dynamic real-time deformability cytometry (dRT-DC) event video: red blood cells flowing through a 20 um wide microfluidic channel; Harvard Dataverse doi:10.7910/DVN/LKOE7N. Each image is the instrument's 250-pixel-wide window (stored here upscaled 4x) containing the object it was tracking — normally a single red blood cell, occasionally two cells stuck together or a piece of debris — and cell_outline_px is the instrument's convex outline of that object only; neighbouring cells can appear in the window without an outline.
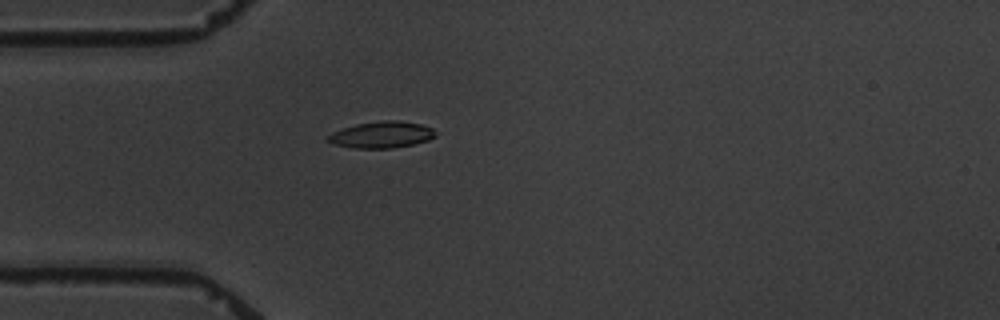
{"species": "common noctule bat (a hibernating species)", "species_latin": "Nyctalus noctula", "temperature_condition": "warm", "stored_images_in_passage": 1, "camera_frame_rate_fps": 3000, "um_per_image_px": 0.085, "animal": {"sex": "male", "body_mass_g": 19.5, "forearm_length_mm": 54.6}, "frame": {"image": 1, "passage_image": 1, "time_ms": 0.0, "image_size_px": [1000, 320], "cell_outline_px": [[436, 136], [428, 140], [412, 144], [392, 148], [356, 148], [332, 144], [324, 140], [332, 132], [356, 124], [384, 120], [400, 120], [420, 124], [432, 128], [436, 132]], "centroid_in_image_um": [32.42, 11.45], "position_along_channel_um": 52.6, "area_um2": 16.59}}